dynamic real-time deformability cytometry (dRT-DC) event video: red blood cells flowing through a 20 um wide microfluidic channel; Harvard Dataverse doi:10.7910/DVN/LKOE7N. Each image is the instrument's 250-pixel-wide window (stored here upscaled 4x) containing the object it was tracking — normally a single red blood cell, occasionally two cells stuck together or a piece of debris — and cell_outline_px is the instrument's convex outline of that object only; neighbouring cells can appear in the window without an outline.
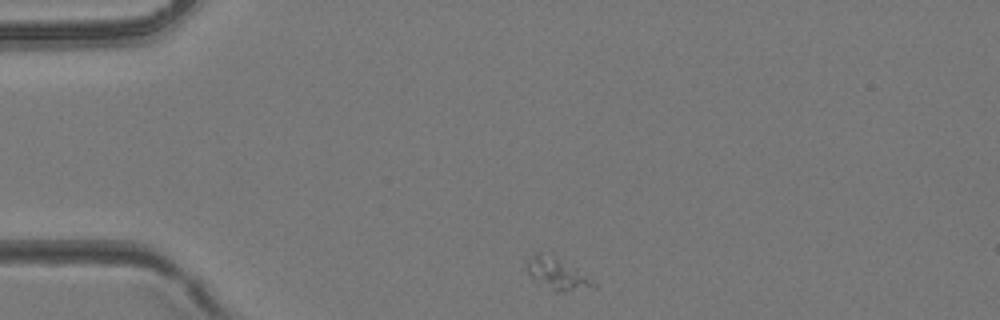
{"species": "common noctule bat (a hibernating species)", "species_latin": "Nyctalus noctula", "temperature_condition": "room temperature", "stored_images_in_passage": 36, "camera_frame_rate_fps": 3000, "um_per_image_px": 0.085, "animal": {"sex": "female", "body_mass_g": 24.6, "forearm_length_mm": 56.2}, "frame": {"image": 1, "passage_image": 1, "time_ms": 0.0, "image_size_px": [1000, 320], "cell_outline_px": [[600, 288], [556, 292], [552, 292], [532, 276], [528, 272], [524, 264], [524, 260], [532, 252], [552, 252], [576, 268], [592, 280]], "centroid_in_image_um": [47.33, 23.21], "position_along_channel_um": 37.7, "area_um2": 12.95}}
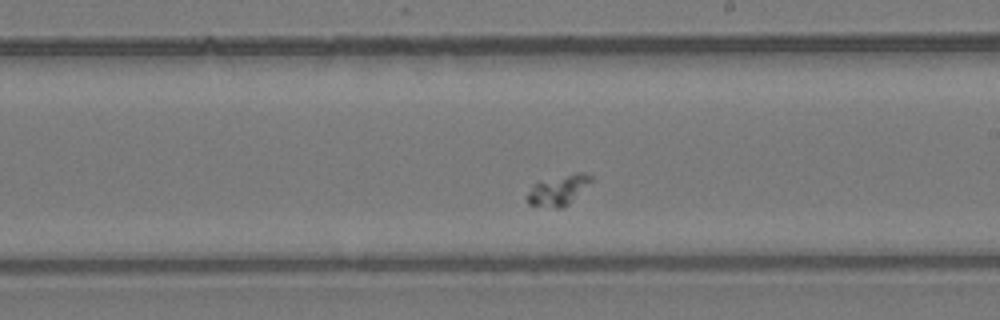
{"frame": {"image": 2, "passage_image": 17, "time_ms": 5.333, "image_size_px": [1000, 320], "cell_outline_px": [[592, 180], [564, 208], [532, 208], [528, 204], [524, 196], [532, 184], [576, 172], [584, 172], [592, 176]], "centroid_in_image_um": [47.35, 16.22], "position_along_channel_um": 241.7, "area_um2": 11.5}}
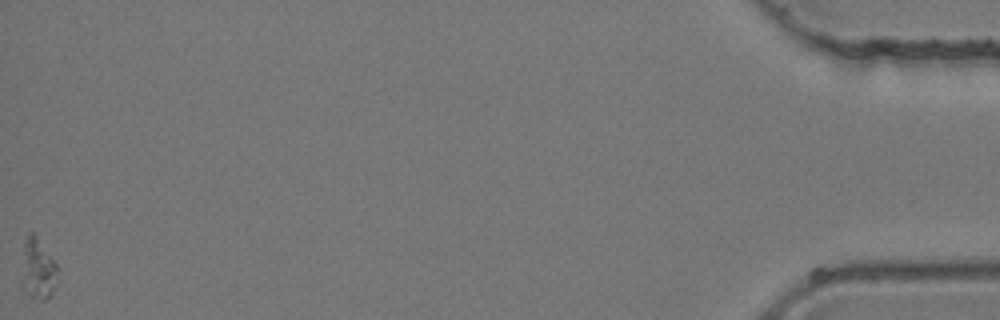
{"frame": {"image": 3, "passage_image": 36, "time_ms": 11.667, "image_size_px": [1000, 320], "cell_outline_px": [[56, 268], [52, 296], [44, 300], [40, 300], [32, 296], [28, 292], [24, 252], [24, 244], [28, 232], [32, 232], [36, 236], [56, 264]], "centroid_in_image_um": [3.29, 22.82], "position_along_channel_um": 431.9, "area_um2": 11.16}}